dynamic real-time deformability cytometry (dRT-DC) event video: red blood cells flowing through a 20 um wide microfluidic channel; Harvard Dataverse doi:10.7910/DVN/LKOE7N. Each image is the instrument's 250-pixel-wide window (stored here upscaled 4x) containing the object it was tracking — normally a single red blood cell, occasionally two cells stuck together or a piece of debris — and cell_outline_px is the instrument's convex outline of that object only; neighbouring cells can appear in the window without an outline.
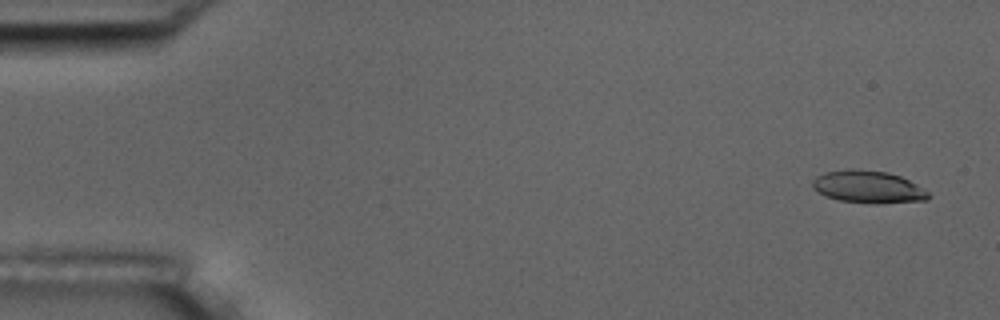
{"species": "common noctule bat (a hibernating species)", "species_latin": "Nyctalus noctula", "temperature_condition": "room temperature", "stored_images_in_passage": 4, "camera_frame_rate_fps": 3000, "um_per_image_px": 0.085, "animal": {"sex": "male", "body_mass_g": 17.5, "forearm_length_mm": 52.3}, "frame": {"image": 1, "passage_image": 1, "time_ms": 0.0, "image_size_px": [1000, 320], "cell_outline_px": [[932, 196], [928, 200], [876, 204], [840, 200], [828, 196], [812, 188], [812, 180], [816, 176], [824, 172], [848, 168], [852, 168], [888, 172], [900, 176], [916, 184], [928, 192]], "centroid_in_image_um": [73.8, 15.88], "position_along_channel_um": 11.2, "area_um2": 21.96}}